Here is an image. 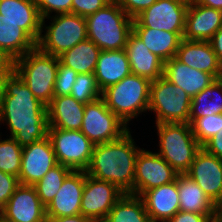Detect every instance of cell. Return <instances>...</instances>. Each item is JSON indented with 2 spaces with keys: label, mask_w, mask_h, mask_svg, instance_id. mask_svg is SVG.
I'll use <instances>...</instances> for the list:
<instances>
[{
  "label": "cell",
  "mask_w": 222,
  "mask_h": 222,
  "mask_svg": "<svg viewBox=\"0 0 222 222\" xmlns=\"http://www.w3.org/2000/svg\"><path fill=\"white\" fill-rule=\"evenodd\" d=\"M2 124L9 130L7 136L13 137L22 147L48 136V107L34 96L14 70L5 79L0 103Z\"/></svg>",
  "instance_id": "obj_1"
},
{
  "label": "cell",
  "mask_w": 222,
  "mask_h": 222,
  "mask_svg": "<svg viewBox=\"0 0 222 222\" xmlns=\"http://www.w3.org/2000/svg\"><path fill=\"white\" fill-rule=\"evenodd\" d=\"M131 130L115 141L96 144L86 174L115 184L124 193L134 195L135 161L142 149Z\"/></svg>",
  "instance_id": "obj_2"
},
{
  "label": "cell",
  "mask_w": 222,
  "mask_h": 222,
  "mask_svg": "<svg viewBox=\"0 0 222 222\" xmlns=\"http://www.w3.org/2000/svg\"><path fill=\"white\" fill-rule=\"evenodd\" d=\"M85 20L88 39L101 50L125 49L133 19L122 10L117 0H112Z\"/></svg>",
  "instance_id": "obj_3"
},
{
  "label": "cell",
  "mask_w": 222,
  "mask_h": 222,
  "mask_svg": "<svg viewBox=\"0 0 222 222\" xmlns=\"http://www.w3.org/2000/svg\"><path fill=\"white\" fill-rule=\"evenodd\" d=\"M148 78L130 74L102 91L106 106L130 126L133 119L148 113L150 85Z\"/></svg>",
  "instance_id": "obj_4"
},
{
  "label": "cell",
  "mask_w": 222,
  "mask_h": 222,
  "mask_svg": "<svg viewBox=\"0 0 222 222\" xmlns=\"http://www.w3.org/2000/svg\"><path fill=\"white\" fill-rule=\"evenodd\" d=\"M58 62L59 57L42 52L37 46L13 61V70L45 106L55 96Z\"/></svg>",
  "instance_id": "obj_5"
},
{
  "label": "cell",
  "mask_w": 222,
  "mask_h": 222,
  "mask_svg": "<svg viewBox=\"0 0 222 222\" xmlns=\"http://www.w3.org/2000/svg\"><path fill=\"white\" fill-rule=\"evenodd\" d=\"M159 154L178 173H186L202 148L192 133L189 123L155 124Z\"/></svg>",
  "instance_id": "obj_6"
},
{
  "label": "cell",
  "mask_w": 222,
  "mask_h": 222,
  "mask_svg": "<svg viewBox=\"0 0 222 222\" xmlns=\"http://www.w3.org/2000/svg\"><path fill=\"white\" fill-rule=\"evenodd\" d=\"M47 19H50L49 25L48 22L45 24ZM87 38L85 17L61 13L42 19L41 34L36 46L42 52L59 57Z\"/></svg>",
  "instance_id": "obj_7"
},
{
  "label": "cell",
  "mask_w": 222,
  "mask_h": 222,
  "mask_svg": "<svg viewBox=\"0 0 222 222\" xmlns=\"http://www.w3.org/2000/svg\"><path fill=\"white\" fill-rule=\"evenodd\" d=\"M192 98L165 77L150 85L148 112L155 115V123H189Z\"/></svg>",
  "instance_id": "obj_8"
},
{
  "label": "cell",
  "mask_w": 222,
  "mask_h": 222,
  "mask_svg": "<svg viewBox=\"0 0 222 222\" xmlns=\"http://www.w3.org/2000/svg\"><path fill=\"white\" fill-rule=\"evenodd\" d=\"M130 129L106 106L102 97L85 104L80 131L94 145L118 140Z\"/></svg>",
  "instance_id": "obj_9"
},
{
  "label": "cell",
  "mask_w": 222,
  "mask_h": 222,
  "mask_svg": "<svg viewBox=\"0 0 222 222\" xmlns=\"http://www.w3.org/2000/svg\"><path fill=\"white\" fill-rule=\"evenodd\" d=\"M51 141L58 164L72 170H86L90 164L94 144L80 130H63L49 127Z\"/></svg>",
  "instance_id": "obj_10"
},
{
  "label": "cell",
  "mask_w": 222,
  "mask_h": 222,
  "mask_svg": "<svg viewBox=\"0 0 222 222\" xmlns=\"http://www.w3.org/2000/svg\"><path fill=\"white\" fill-rule=\"evenodd\" d=\"M176 172L156 151L142 148L135 161L134 195L169 184L176 180Z\"/></svg>",
  "instance_id": "obj_11"
},
{
  "label": "cell",
  "mask_w": 222,
  "mask_h": 222,
  "mask_svg": "<svg viewBox=\"0 0 222 222\" xmlns=\"http://www.w3.org/2000/svg\"><path fill=\"white\" fill-rule=\"evenodd\" d=\"M124 194L115 184L86 174L80 212L87 218H104Z\"/></svg>",
  "instance_id": "obj_12"
},
{
  "label": "cell",
  "mask_w": 222,
  "mask_h": 222,
  "mask_svg": "<svg viewBox=\"0 0 222 222\" xmlns=\"http://www.w3.org/2000/svg\"><path fill=\"white\" fill-rule=\"evenodd\" d=\"M187 6L174 0H157L133 19V26L184 32Z\"/></svg>",
  "instance_id": "obj_13"
},
{
  "label": "cell",
  "mask_w": 222,
  "mask_h": 222,
  "mask_svg": "<svg viewBox=\"0 0 222 222\" xmlns=\"http://www.w3.org/2000/svg\"><path fill=\"white\" fill-rule=\"evenodd\" d=\"M219 208L222 206V159L201 148L186 172Z\"/></svg>",
  "instance_id": "obj_14"
},
{
  "label": "cell",
  "mask_w": 222,
  "mask_h": 222,
  "mask_svg": "<svg viewBox=\"0 0 222 222\" xmlns=\"http://www.w3.org/2000/svg\"><path fill=\"white\" fill-rule=\"evenodd\" d=\"M57 164L55 153L48 136L24 146L18 177L20 184L33 186Z\"/></svg>",
  "instance_id": "obj_15"
},
{
  "label": "cell",
  "mask_w": 222,
  "mask_h": 222,
  "mask_svg": "<svg viewBox=\"0 0 222 222\" xmlns=\"http://www.w3.org/2000/svg\"><path fill=\"white\" fill-rule=\"evenodd\" d=\"M10 222H46V207L31 185L20 184L0 211Z\"/></svg>",
  "instance_id": "obj_16"
},
{
  "label": "cell",
  "mask_w": 222,
  "mask_h": 222,
  "mask_svg": "<svg viewBox=\"0 0 222 222\" xmlns=\"http://www.w3.org/2000/svg\"><path fill=\"white\" fill-rule=\"evenodd\" d=\"M85 171L72 170L64 179L54 199L46 206V217H66L81 214V199Z\"/></svg>",
  "instance_id": "obj_17"
},
{
  "label": "cell",
  "mask_w": 222,
  "mask_h": 222,
  "mask_svg": "<svg viewBox=\"0 0 222 222\" xmlns=\"http://www.w3.org/2000/svg\"><path fill=\"white\" fill-rule=\"evenodd\" d=\"M222 27V10L199 5L187 7L184 40L209 41Z\"/></svg>",
  "instance_id": "obj_18"
},
{
  "label": "cell",
  "mask_w": 222,
  "mask_h": 222,
  "mask_svg": "<svg viewBox=\"0 0 222 222\" xmlns=\"http://www.w3.org/2000/svg\"><path fill=\"white\" fill-rule=\"evenodd\" d=\"M175 58L192 68L212 74L216 79L222 78V63L209 41L182 39Z\"/></svg>",
  "instance_id": "obj_19"
},
{
  "label": "cell",
  "mask_w": 222,
  "mask_h": 222,
  "mask_svg": "<svg viewBox=\"0 0 222 222\" xmlns=\"http://www.w3.org/2000/svg\"><path fill=\"white\" fill-rule=\"evenodd\" d=\"M151 222H168L179 209V193L176 180L149 189L140 196Z\"/></svg>",
  "instance_id": "obj_20"
},
{
  "label": "cell",
  "mask_w": 222,
  "mask_h": 222,
  "mask_svg": "<svg viewBox=\"0 0 222 222\" xmlns=\"http://www.w3.org/2000/svg\"><path fill=\"white\" fill-rule=\"evenodd\" d=\"M163 77L182 88L191 98L216 80L212 74L183 64L175 57L164 62Z\"/></svg>",
  "instance_id": "obj_21"
},
{
  "label": "cell",
  "mask_w": 222,
  "mask_h": 222,
  "mask_svg": "<svg viewBox=\"0 0 222 222\" xmlns=\"http://www.w3.org/2000/svg\"><path fill=\"white\" fill-rule=\"evenodd\" d=\"M125 51L131 74L153 81L163 76L164 62L152 53L132 31L127 39Z\"/></svg>",
  "instance_id": "obj_22"
},
{
  "label": "cell",
  "mask_w": 222,
  "mask_h": 222,
  "mask_svg": "<svg viewBox=\"0 0 222 222\" xmlns=\"http://www.w3.org/2000/svg\"><path fill=\"white\" fill-rule=\"evenodd\" d=\"M0 14L17 23L36 43L38 42L42 17L34 0H0Z\"/></svg>",
  "instance_id": "obj_23"
},
{
  "label": "cell",
  "mask_w": 222,
  "mask_h": 222,
  "mask_svg": "<svg viewBox=\"0 0 222 222\" xmlns=\"http://www.w3.org/2000/svg\"><path fill=\"white\" fill-rule=\"evenodd\" d=\"M48 107L49 127L63 130H80L85 104L71 95H55Z\"/></svg>",
  "instance_id": "obj_24"
},
{
  "label": "cell",
  "mask_w": 222,
  "mask_h": 222,
  "mask_svg": "<svg viewBox=\"0 0 222 222\" xmlns=\"http://www.w3.org/2000/svg\"><path fill=\"white\" fill-rule=\"evenodd\" d=\"M131 74L125 49L102 50L97 60L94 76L101 91Z\"/></svg>",
  "instance_id": "obj_25"
},
{
  "label": "cell",
  "mask_w": 222,
  "mask_h": 222,
  "mask_svg": "<svg viewBox=\"0 0 222 222\" xmlns=\"http://www.w3.org/2000/svg\"><path fill=\"white\" fill-rule=\"evenodd\" d=\"M180 211L197 214H219V207L210 200L202 188L186 173L176 177Z\"/></svg>",
  "instance_id": "obj_26"
},
{
  "label": "cell",
  "mask_w": 222,
  "mask_h": 222,
  "mask_svg": "<svg viewBox=\"0 0 222 222\" xmlns=\"http://www.w3.org/2000/svg\"><path fill=\"white\" fill-rule=\"evenodd\" d=\"M132 31L163 62L175 57L184 34V32H168L144 26H133Z\"/></svg>",
  "instance_id": "obj_27"
},
{
  "label": "cell",
  "mask_w": 222,
  "mask_h": 222,
  "mask_svg": "<svg viewBox=\"0 0 222 222\" xmlns=\"http://www.w3.org/2000/svg\"><path fill=\"white\" fill-rule=\"evenodd\" d=\"M36 47V42L17 23L0 14V51L12 61Z\"/></svg>",
  "instance_id": "obj_28"
},
{
  "label": "cell",
  "mask_w": 222,
  "mask_h": 222,
  "mask_svg": "<svg viewBox=\"0 0 222 222\" xmlns=\"http://www.w3.org/2000/svg\"><path fill=\"white\" fill-rule=\"evenodd\" d=\"M102 50L90 39H86L59 56V60L78 74L94 73Z\"/></svg>",
  "instance_id": "obj_29"
},
{
  "label": "cell",
  "mask_w": 222,
  "mask_h": 222,
  "mask_svg": "<svg viewBox=\"0 0 222 222\" xmlns=\"http://www.w3.org/2000/svg\"><path fill=\"white\" fill-rule=\"evenodd\" d=\"M222 113V78L216 79L191 100L189 124L199 117Z\"/></svg>",
  "instance_id": "obj_30"
},
{
  "label": "cell",
  "mask_w": 222,
  "mask_h": 222,
  "mask_svg": "<svg viewBox=\"0 0 222 222\" xmlns=\"http://www.w3.org/2000/svg\"><path fill=\"white\" fill-rule=\"evenodd\" d=\"M109 222H151L140 196L124 193L108 215Z\"/></svg>",
  "instance_id": "obj_31"
},
{
  "label": "cell",
  "mask_w": 222,
  "mask_h": 222,
  "mask_svg": "<svg viewBox=\"0 0 222 222\" xmlns=\"http://www.w3.org/2000/svg\"><path fill=\"white\" fill-rule=\"evenodd\" d=\"M71 171V168L57 164L50 169L40 181L33 185L41 203L45 207L54 199L64 179Z\"/></svg>",
  "instance_id": "obj_32"
},
{
  "label": "cell",
  "mask_w": 222,
  "mask_h": 222,
  "mask_svg": "<svg viewBox=\"0 0 222 222\" xmlns=\"http://www.w3.org/2000/svg\"><path fill=\"white\" fill-rule=\"evenodd\" d=\"M6 137H0V171L19 177L23 147L13 137Z\"/></svg>",
  "instance_id": "obj_33"
},
{
  "label": "cell",
  "mask_w": 222,
  "mask_h": 222,
  "mask_svg": "<svg viewBox=\"0 0 222 222\" xmlns=\"http://www.w3.org/2000/svg\"><path fill=\"white\" fill-rule=\"evenodd\" d=\"M70 95L77 101L87 104L102 97L94 73H81L76 77Z\"/></svg>",
  "instance_id": "obj_34"
},
{
  "label": "cell",
  "mask_w": 222,
  "mask_h": 222,
  "mask_svg": "<svg viewBox=\"0 0 222 222\" xmlns=\"http://www.w3.org/2000/svg\"><path fill=\"white\" fill-rule=\"evenodd\" d=\"M190 126L194 137L203 146L222 129V113L199 117Z\"/></svg>",
  "instance_id": "obj_35"
},
{
  "label": "cell",
  "mask_w": 222,
  "mask_h": 222,
  "mask_svg": "<svg viewBox=\"0 0 222 222\" xmlns=\"http://www.w3.org/2000/svg\"><path fill=\"white\" fill-rule=\"evenodd\" d=\"M77 75L78 73L76 71L59 60L54 85V94L58 96L70 95Z\"/></svg>",
  "instance_id": "obj_36"
},
{
  "label": "cell",
  "mask_w": 222,
  "mask_h": 222,
  "mask_svg": "<svg viewBox=\"0 0 222 222\" xmlns=\"http://www.w3.org/2000/svg\"><path fill=\"white\" fill-rule=\"evenodd\" d=\"M43 18L61 13H72V0H34Z\"/></svg>",
  "instance_id": "obj_37"
},
{
  "label": "cell",
  "mask_w": 222,
  "mask_h": 222,
  "mask_svg": "<svg viewBox=\"0 0 222 222\" xmlns=\"http://www.w3.org/2000/svg\"><path fill=\"white\" fill-rule=\"evenodd\" d=\"M19 185L18 177L0 171V211L5 207Z\"/></svg>",
  "instance_id": "obj_38"
},
{
  "label": "cell",
  "mask_w": 222,
  "mask_h": 222,
  "mask_svg": "<svg viewBox=\"0 0 222 222\" xmlns=\"http://www.w3.org/2000/svg\"><path fill=\"white\" fill-rule=\"evenodd\" d=\"M112 0H72V13L87 17L104 8Z\"/></svg>",
  "instance_id": "obj_39"
},
{
  "label": "cell",
  "mask_w": 222,
  "mask_h": 222,
  "mask_svg": "<svg viewBox=\"0 0 222 222\" xmlns=\"http://www.w3.org/2000/svg\"><path fill=\"white\" fill-rule=\"evenodd\" d=\"M122 10L132 19L150 7L157 0H117Z\"/></svg>",
  "instance_id": "obj_40"
},
{
  "label": "cell",
  "mask_w": 222,
  "mask_h": 222,
  "mask_svg": "<svg viewBox=\"0 0 222 222\" xmlns=\"http://www.w3.org/2000/svg\"><path fill=\"white\" fill-rule=\"evenodd\" d=\"M217 220H219V214L178 211L168 222H215Z\"/></svg>",
  "instance_id": "obj_41"
},
{
  "label": "cell",
  "mask_w": 222,
  "mask_h": 222,
  "mask_svg": "<svg viewBox=\"0 0 222 222\" xmlns=\"http://www.w3.org/2000/svg\"><path fill=\"white\" fill-rule=\"evenodd\" d=\"M208 153L222 159V129L218 131L211 139H209L203 146Z\"/></svg>",
  "instance_id": "obj_42"
},
{
  "label": "cell",
  "mask_w": 222,
  "mask_h": 222,
  "mask_svg": "<svg viewBox=\"0 0 222 222\" xmlns=\"http://www.w3.org/2000/svg\"><path fill=\"white\" fill-rule=\"evenodd\" d=\"M209 42L219 61L222 63V27L212 36Z\"/></svg>",
  "instance_id": "obj_43"
},
{
  "label": "cell",
  "mask_w": 222,
  "mask_h": 222,
  "mask_svg": "<svg viewBox=\"0 0 222 222\" xmlns=\"http://www.w3.org/2000/svg\"><path fill=\"white\" fill-rule=\"evenodd\" d=\"M89 218L82 214L66 217H46V222H88Z\"/></svg>",
  "instance_id": "obj_44"
},
{
  "label": "cell",
  "mask_w": 222,
  "mask_h": 222,
  "mask_svg": "<svg viewBox=\"0 0 222 222\" xmlns=\"http://www.w3.org/2000/svg\"><path fill=\"white\" fill-rule=\"evenodd\" d=\"M13 71V61L0 51V74H10Z\"/></svg>",
  "instance_id": "obj_45"
},
{
  "label": "cell",
  "mask_w": 222,
  "mask_h": 222,
  "mask_svg": "<svg viewBox=\"0 0 222 222\" xmlns=\"http://www.w3.org/2000/svg\"><path fill=\"white\" fill-rule=\"evenodd\" d=\"M199 5L222 10V0H196Z\"/></svg>",
  "instance_id": "obj_46"
},
{
  "label": "cell",
  "mask_w": 222,
  "mask_h": 222,
  "mask_svg": "<svg viewBox=\"0 0 222 222\" xmlns=\"http://www.w3.org/2000/svg\"><path fill=\"white\" fill-rule=\"evenodd\" d=\"M9 74H0V103L4 95L5 79Z\"/></svg>",
  "instance_id": "obj_47"
},
{
  "label": "cell",
  "mask_w": 222,
  "mask_h": 222,
  "mask_svg": "<svg viewBox=\"0 0 222 222\" xmlns=\"http://www.w3.org/2000/svg\"><path fill=\"white\" fill-rule=\"evenodd\" d=\"M174 1L182 3L186 5L187 7L193 5L196 2V0H174Z\"/></svg>",
  "instance_id": "obj_48"
},
{
  "label": "cell",
  "mask_w": 222,
  "mask_h": 222,
  "mask_svg": "<svg viewBox=\"0 0 222 222\" xmlns=\"http://www.w3.org/2000/svg\"><path fill=\"white\" fill-rule=\"evenodd\" d=\"M88 222H109L106 217L104 218H90Z\"/></svg>",
  "instance_id": "obj_49"
},
{
  "label": "cell",
  "mask_w": 222,
  "mask_h": 222,
  "mask_svg": "<svg viewBox=\"0 0 222 222\" xmlns=\"http://www.w3.org/2000/svg\"><path fill=\"white\" fill-rule=\"evenodd\" d=\"M219 221L222 222V206L219 208Z\"/></svg>",
  "instance_id": "obj_50"
},
{
  "label": "cell",
  "mask_w": 222,
  "mask_h": 222,
  "mask_svg": "<svg viewBox=\"0 0 222 222\" xmlns=\"http://www.w3.org/2000/svg\"><path fill=\"white\" fill-rule=\"evenodd\" d=\"M0 222H10V221H8L0 216Z\"/></svg>",
  "instance_id": "obj_51"
}]
</instances>
